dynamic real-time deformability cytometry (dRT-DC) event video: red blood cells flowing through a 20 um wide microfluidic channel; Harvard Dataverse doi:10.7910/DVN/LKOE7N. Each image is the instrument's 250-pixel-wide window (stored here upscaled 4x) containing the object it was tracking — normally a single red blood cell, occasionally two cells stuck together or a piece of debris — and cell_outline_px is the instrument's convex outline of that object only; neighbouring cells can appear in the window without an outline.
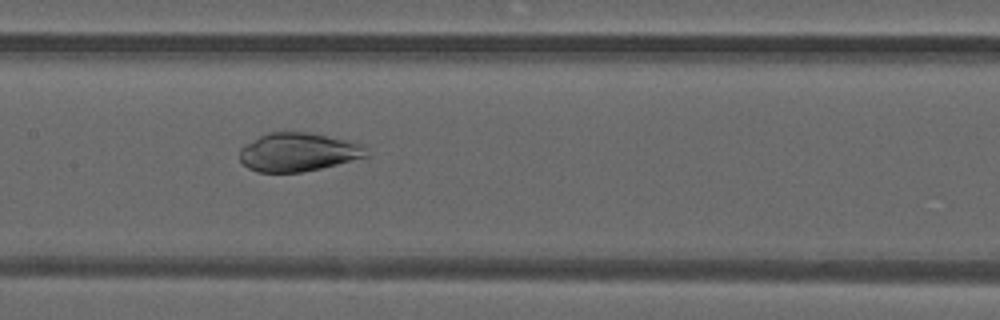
{"species": "common noctule bat (a hibernating species)", "species_latin": "Nyctalus noctula", "temperature_condition": "warm", "stored_images_in_passage": 11, "camera_frame_rate_fps": 3000, "um_per_image_px": 0.085, "animal": {"sex": "male", "forearm_length_mm": 52.5}, "frame": {"image": 1, "passage_image": 10, "time_ms": 3.0, "image_size_px": [1000, 320], "cell_outline_px": [[368, 156], [320, 168], [300, 172], [256, 172], [248, 168], [240, 160], [240, 148], [260, 136], [268, 132], [312, 132], [352, 140], [364, 144]], "centroid_in_image_um": [25.37, 12.91], "position_along_channel_um": 182.0, "area_um2": 28.55}}